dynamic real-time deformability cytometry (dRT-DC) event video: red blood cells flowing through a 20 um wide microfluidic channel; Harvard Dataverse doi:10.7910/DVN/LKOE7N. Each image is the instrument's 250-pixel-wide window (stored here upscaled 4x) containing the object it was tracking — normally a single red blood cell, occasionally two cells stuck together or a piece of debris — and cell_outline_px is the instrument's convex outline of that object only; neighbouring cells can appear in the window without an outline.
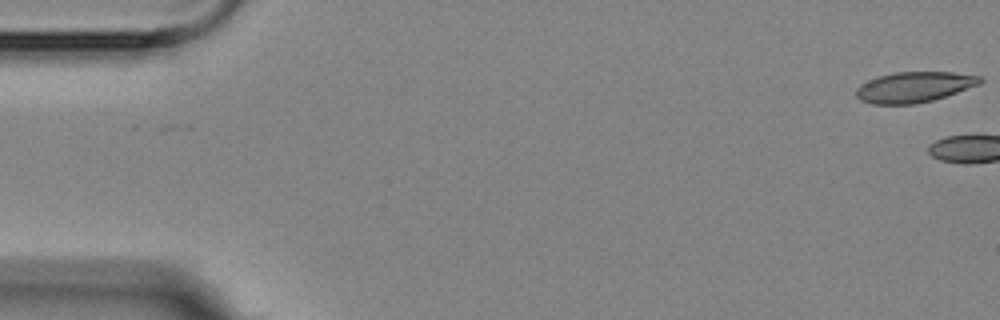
{"species": "Egyptian fruit bat (a non-hibernating species)", "species_latin": "Rousettus aegyptiacus", "temperature_condition": "room temperature", "stored_images_in_passage": 5, "camera_frame_rate_fps": 3000, "um_per_image_px": 0.085, "animal": {"sex": "female"}, "frame": {"image": 1, "passage_image": 1, "time_ms": 0.0, "image_size_px": [1000, 320], "cell_outline_px": [[984, 80], [980, 84], [932, 100], [916, 104], [872, 104], [860, 100], [856, 96], [856, 88], [860, 84], [868, 80], [880, 76], [896, 72], [952, 72], [980, 76]], "centroid_in_image_um": [77.68, 7.4], "position_along_channel_um": 7.3, "area_um2": 21.91}}